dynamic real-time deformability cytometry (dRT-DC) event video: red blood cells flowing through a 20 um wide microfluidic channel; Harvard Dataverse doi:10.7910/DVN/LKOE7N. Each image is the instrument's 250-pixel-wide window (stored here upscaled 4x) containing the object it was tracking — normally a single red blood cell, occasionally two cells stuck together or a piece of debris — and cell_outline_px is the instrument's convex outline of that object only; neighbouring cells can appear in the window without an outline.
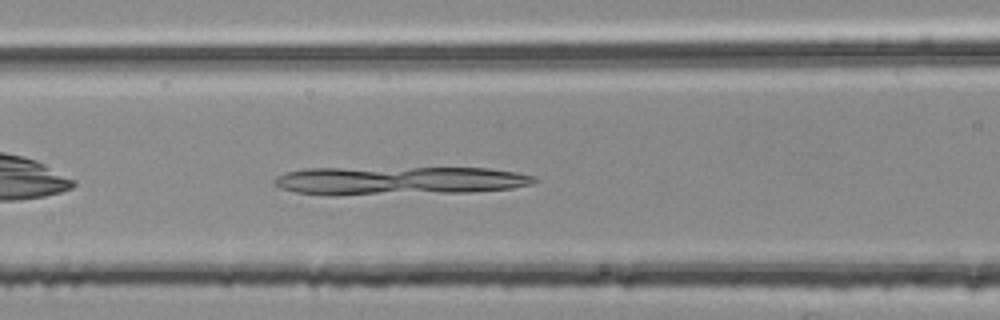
{"species": "common noctule bat (a hibernating species)", "species_latin": "Nyctalus noctula", "temperature_condition": "room temperature", "stored_images_in_passage": 35, "camera_frame_rate_fps": 3000, "um_per_image_px": 0.085, "animal": {"sex": "female", "body_mass_g": 25.1}, "frame": {"image": 1, "passage_image": 9, "time_ms": 2.667, "image_size_px": [1000, 320], "cell_outline_px": [[536, 180], [532, 184], [512, 188], [472, 192], [336, 196], [328, 196], [296, 192], [280, 188], [272, 184], [272, 180], [276, 176], [284, 172], [308, 168], [488, 168], [516, 172], [536, 176]], "centroid_in_image_um": [33.85, 15.37], "position_along_channel_um": 132.8, "area_um2": 43.87}}
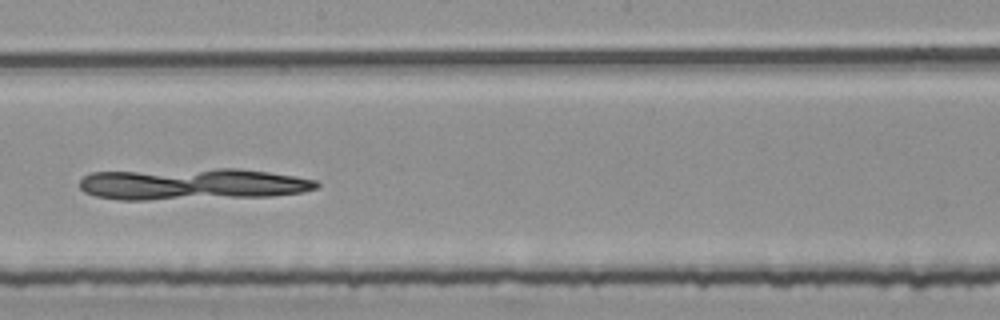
{"frame": {"image": 2, "passage_image": 17, "time_ms": 5.333, "image_size_px": [1000, 320], "cell_outline_px": [[320, 184], [316, 188], [304, 192], [268, 196], [148, 200], [120, 200], [96, 196], [84, 192], [80, 188], [80, 180], [84, 176], [92, 172], [216, 168], [236, 168], [268, 172], [316, 180]], "centroid_in_image_um": [16.31, 15.65], "position_along_channel_um": 231.9, "area_um2": 43.7}}
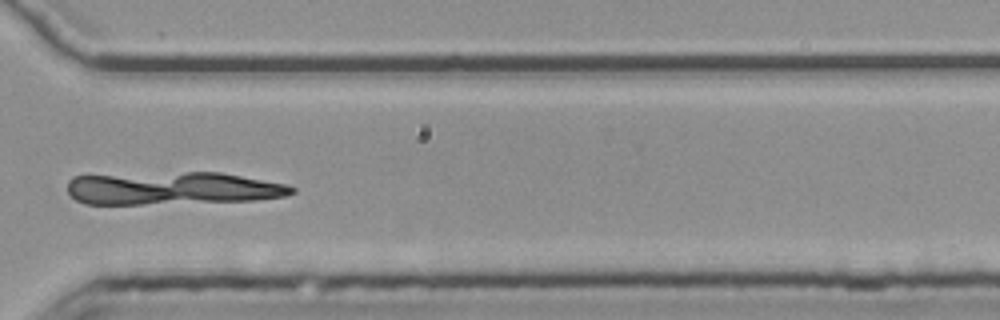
{"frame": {"image": 3, "passage_image": 27, "time_ms": 8.667, "image_size_px": [1000, 320], "cell_outline_px": [[296, 192], [288, 196], [252, 200], [140, 204], [84, 204], [76, 200], [68, 192], [68, 180], [72, 176], [188, 172], [220, 172], [288, 184], [296, 188]], "centroid_in_image_um": [14.7, 16.0], "position_along_channel_um": 355.9, "area_um2": 42.77}}